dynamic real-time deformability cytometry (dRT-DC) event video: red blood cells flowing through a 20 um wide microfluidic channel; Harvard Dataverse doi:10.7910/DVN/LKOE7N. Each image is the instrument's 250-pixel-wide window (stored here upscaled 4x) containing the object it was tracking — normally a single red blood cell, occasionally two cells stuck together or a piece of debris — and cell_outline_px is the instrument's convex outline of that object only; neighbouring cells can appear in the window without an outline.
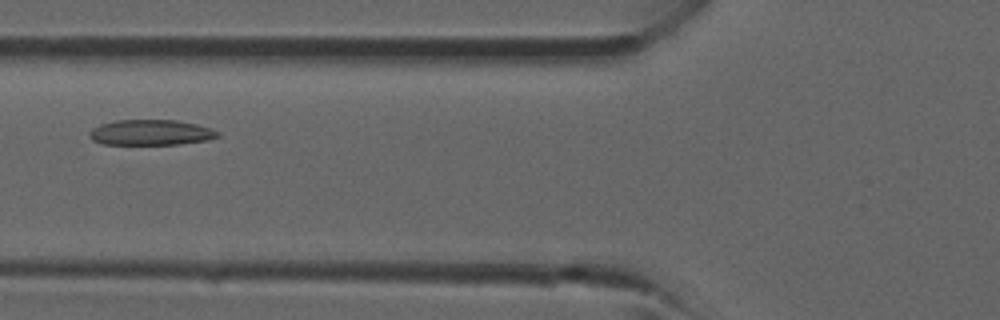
{"species": "common noctule bat (a hibernating species)", "species_latin": "Nyctalus noctula", "temperature_condition": "room temperature", "stored_images_in_passage": 37, "camera_frame_rate_fps": 3000, "um_per_image_px": 0.085, "animal": {"sex": "male", "forearm_length_mm": 52.5}, "frame": {"image": 1, "passage_image": 12, "time_ms": 3.667, "image_size_px": [1000, 320], "cell_outline_px": [[220, 136], [208, 140], [180, 144], [104, 144], [92, 140], [88, 136], [88, 132], [92, 128], [100, 124], [116, 120], [176, 120], [196, 124], [220, 132]], "centroid_in_image_um": [12.79, 11.26], "position_along_channel_um": 113.0, "area_um2": 19.07}}
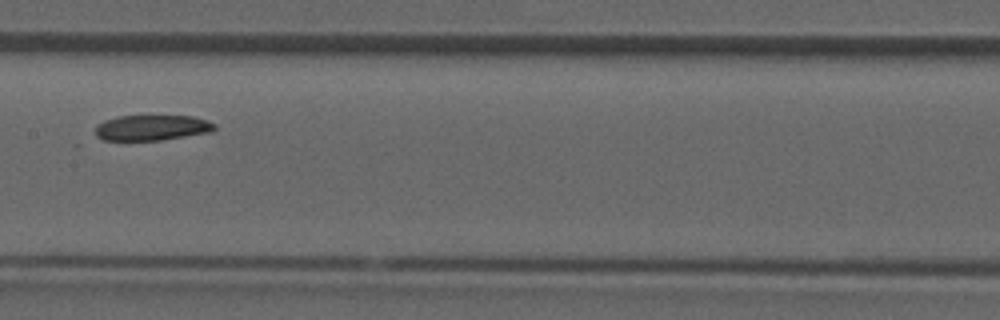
{"frame": {"image": 2, "passage_image": 17, "time_ms": 5.333, "image_size_px": [1000, 320], "cell_outline_px": [[216, 128], [212, 132], [160, 140], [104, 140], [96, 136], [96, 128], [104, 120], [116, 116], [192, 116], [208, 120], [216, 124]], "centroid_in_image_um": [12.95, 10.85], "position_along_channel_um": 194.4, "area_um2": 17.69}}
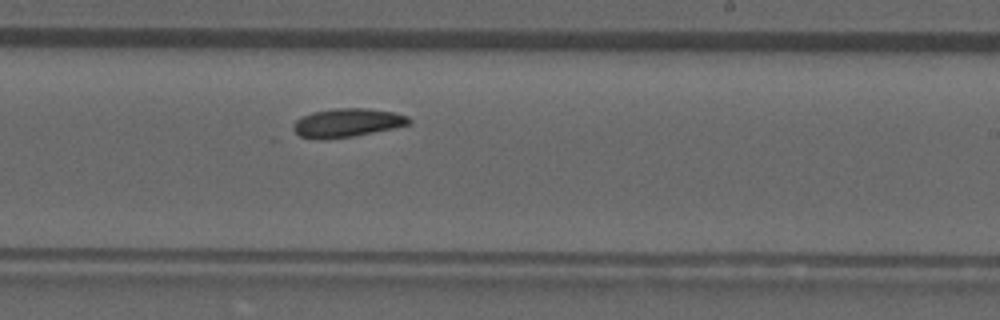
{"frame": {"image": 3, "passage_image": 21, "time_ms": 6.667, "image_size_px": [1000, 320], "cell_outline_px": [[412, 124], [396, 128], [352, 136], [324, 140], [316, 140], [300, 136], [292, 132], [292, 128], [296, 120], [312, 112], [336, 108], [368, 108], [396, 112], [408, 116], [412, 120]], "centroid_in_image_um": [29.53, 10.44], "position_along_channel_um": 259.5, "area_um2": 19.65}}